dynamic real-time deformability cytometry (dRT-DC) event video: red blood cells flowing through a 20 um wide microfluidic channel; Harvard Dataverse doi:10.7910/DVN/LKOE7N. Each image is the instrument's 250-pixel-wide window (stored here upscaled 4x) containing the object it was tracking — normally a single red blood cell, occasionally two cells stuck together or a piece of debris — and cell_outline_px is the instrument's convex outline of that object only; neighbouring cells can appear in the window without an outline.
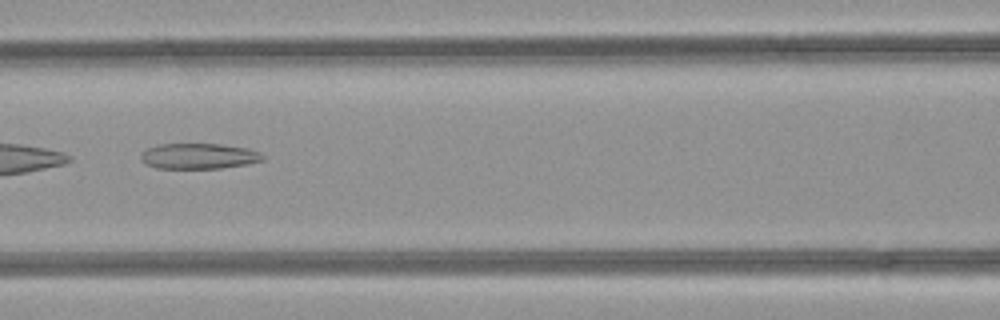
{"species": "common noctule bat (a hibernating species)", "species_latin": "Nyctalus noctula", "temperature_condition": "room temperature", "stored_images_in_passage": 6, "camera_frame_rate_fps": 3000, "um_per_image_px": 0.085, "animal": {"sex": "female", "body_mass_g": 21.9}, "frame": {"image": 1, "passage_image": 6, "time_ms": 1.667, "image_size_px": [1000, 320], "cell_outline_px": [[264, 160], [248, 164], [220, 168], [156, 168], [140, 160], [140, 152], [148, 148], [160, 144], [220, 144], [248, 148], [260, 152], [264, 156]], "centroid_in_image_um": [16.9, 13.27], "position_along_channel_um": 149.7, "area_um2": 18.21}}